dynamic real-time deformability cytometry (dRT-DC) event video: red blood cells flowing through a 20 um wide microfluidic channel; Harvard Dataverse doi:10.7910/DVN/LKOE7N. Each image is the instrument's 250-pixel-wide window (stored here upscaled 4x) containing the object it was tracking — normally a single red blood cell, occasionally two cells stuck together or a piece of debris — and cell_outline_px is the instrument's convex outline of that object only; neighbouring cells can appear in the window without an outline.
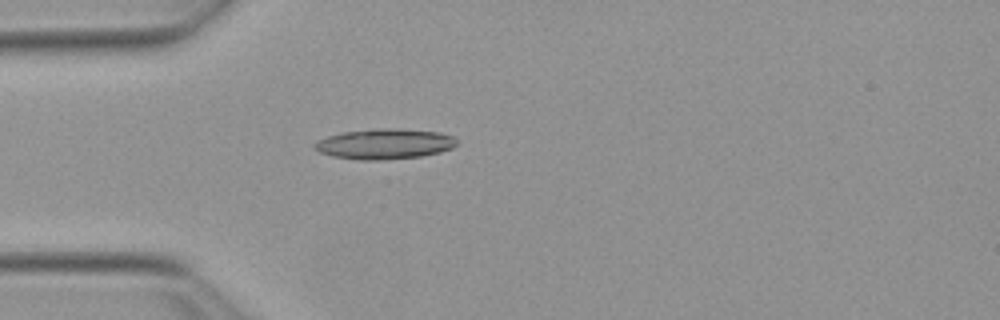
{"species": "Egyptian fruit bat (a non-hibernating species)", "species_latin": "Rousettus aegyptiacus", "temperature_condition": "warm", "stored_images_in_passage": 53, "camera_frame_rate_fps": 3000, "um_per_image_px": 0.085, "animal": {"sex": "female"}, "frame": {"image": 1, "passage_image": 15, "time_ms": 4.667, "image_size_px": [1000, 320], "cell_outline_px": [[456, 144], [452, 148], [440, 152], [420, 156], [380, 160], [360, 160], [332, 156], [320, 152], [312, 148], [312, 144], [316, 140], [328, 136], [344, 132], [376, 128], [396, 128], [440, 132], [452, 136], [456, 140]], "centroid_in_image_um": [32.65, 12.23], "position_along_channel_um": 52.4, "area_um2": 25.2}}
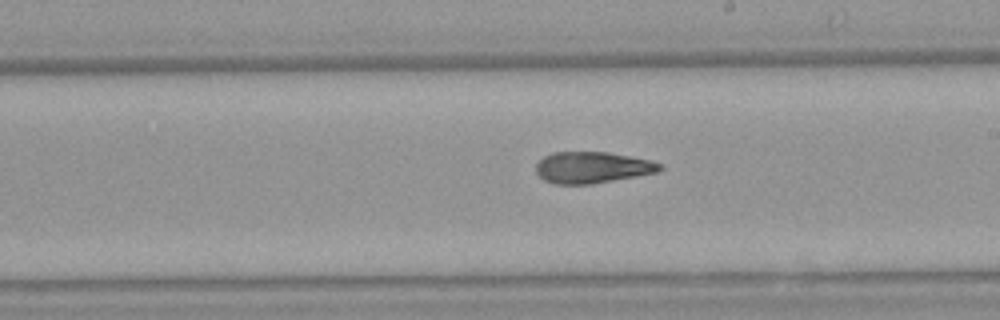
{"frame": {"image": 2, "passage_image": 30, "time_ms": 9.667, "image_size_px": [1000, 320], "cell_outline_px": [[664, 168], [656, 172], [636, 176], [592, 184], [552, 184], [544, 180], [536, 172], [536, 164], [544, 156], [552, 152], [608, 152], [652, 160], [664, 164]], "centroid_in_image_um": [50.35, 14.23], "position_along_channel_um": 238.6, "area_um2": 22.77}}
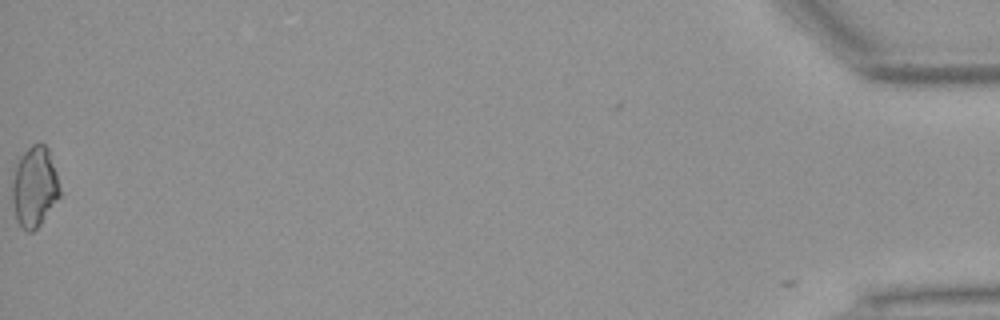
{"frame": {"image": 3, "passage_image": 53, "time_ms": 17.333, "image_size_px": [1000, 320], "cell_outline_px": [[60, 196], [40, 224], [32, 232], [28, 232], [16, 220], [12, 200], [12, 180], [16, 164], [20, 156], [32, 144], [40, 140], [48, 148], [56, 172], [60, 188]], "centroid_in_image_um": [2.93, 15.84], "position_along_channel_um": 432.3, "area_um2": 22.31}, "authors_computed_cell_mechanics": {"area_um2": 23.12, "velocity_mm_per_s": 3.8881, "shape_relaxation_time_tau1_ms": null, "shape_relaxation_time_tau2_ms": 4.7183, "deformation_change_tau1": null, "deformation_change_tau2": 0.1396}}